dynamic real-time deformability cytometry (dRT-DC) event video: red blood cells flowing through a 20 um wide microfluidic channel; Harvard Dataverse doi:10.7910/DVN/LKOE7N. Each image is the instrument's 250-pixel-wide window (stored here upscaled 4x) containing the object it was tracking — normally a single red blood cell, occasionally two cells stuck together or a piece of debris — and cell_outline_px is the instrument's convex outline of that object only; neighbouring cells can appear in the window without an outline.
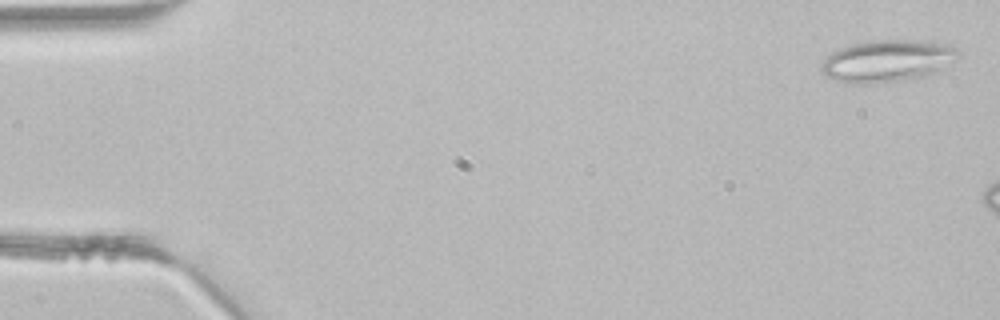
{"species": "common noctule bat (a hibernating species)", "species_latin": "Nyctalus noctula", "temperature_condition": "room temperature", "stored_images_in_passage": 3, "camera_frame_rate_fps": 3000, "um_per_image_px": 0.085, "animal": {"sex": "male", "body_mass_g": 21.5, "forearm_length_mm": 52.0}, "frame": {"image": 1, "passage_image": 1, "time_ms": 0.0, "image_size_px": [1000, 320], "cell_outline_px": [[960, 52], [940, 68], [924, 76], [904, 80], [868, 84], [856, 84], [836, 80], [824, 76], [820, 72], [820, 68], [824, 60], [832, 52], [840, 48], [852, 44], [868, 40], [924, 40], [944, 44], [956, 48]], "centroid_in_image_um": [75.32, 5.17], "position_along_channel_um": 9.7, "area_um2": 33.12}}